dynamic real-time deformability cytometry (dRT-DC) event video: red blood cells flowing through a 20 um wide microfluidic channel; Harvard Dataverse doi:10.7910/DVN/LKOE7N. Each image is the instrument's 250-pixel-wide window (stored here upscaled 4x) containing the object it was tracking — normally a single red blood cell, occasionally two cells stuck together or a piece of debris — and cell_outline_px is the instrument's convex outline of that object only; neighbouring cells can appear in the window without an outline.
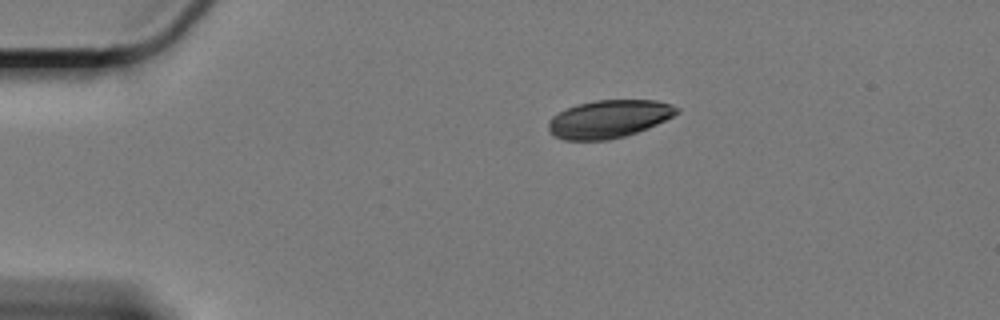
{"species": "Egyptian fruit bat (a non-hibernating species)", "species_latin": "Rousettus aegyptiacus", "temperature_condition": "cold", "stored_images_in_passage": 49, "camera_frame_rate_fps": 3000, "um_per_image_px": 0.085, "animal": {"sex": "female"}, "frame": {"image": 1, "passage_image": 1, "time_ms": 0.0, "image_size_px": [1000, 320], "cell_outline_px": [[680, 112], [656, 124], [636, 132], [624, 136], [608, 140], [564, 140], [548, 132], [548, 120], [552, 116], [576, 104], [596, 100], [656, 100], [672, 104], [680, 108]], "centroid_in_image_um": [51.74, 10.1], "position_along_channel_um": 33.3, "area_um2": 28.26}}
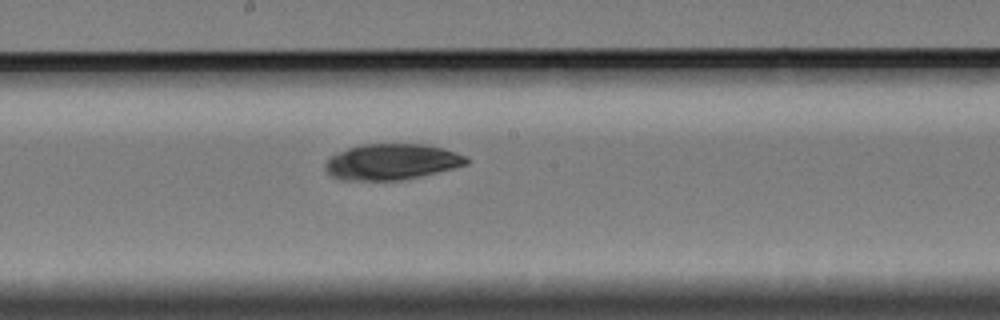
{"frame": {"image": 2, "passage_image": 22, "time_ms": 7.0, "image_size_px": [1000, 320], "cell_outline_px": [[468, 164], [420, 176], [400, 180], [344, 180], [332, 176], [324, 168], [324, 164], [332, 156], [348, 148], [364, 144], [428, 144], [456, 152], [464, 156], [468, 160]], "centroid_in_image_um": [33.29, 13.75], "position_along_channel_um": 214.9, "area_um2": 29.19}}
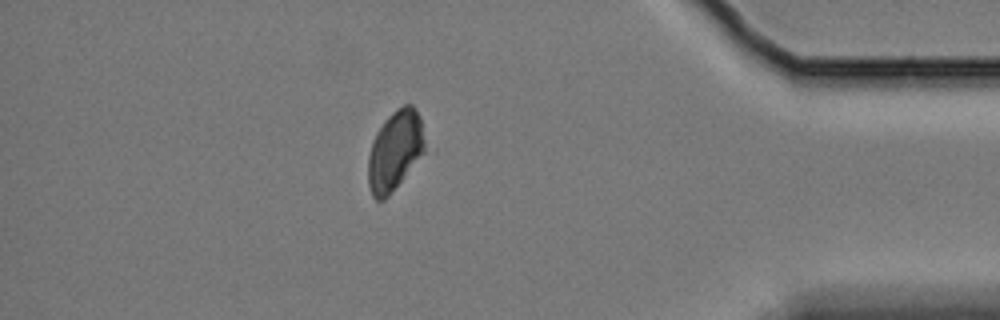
{"frame": {"image": 3, "passage_image": 42, "time_ms": 13.667, "image_size_px": [1000, 320], "cell_outline_px": [[424, 152], [388, 196], [384, 200], [376, 200], [372, 196], [368, 184], [368, 156], [372, 140], [376, 132], [384, 120], [396, 108], [404, 104], [412, 104], [416, 108], [420, 116], [424, 140]], "centroid_in_image_um": [33.54, 12.77], "position_along_channel_um": 401.7, "area_um2": 26.24}, "authors_computed_cell_mechanics": {"area_um2": 28.7844, "velocity_mm_per_s": 3.3004, "shape_relaxation_time_tau1_ms": 2.2684, "shape_relaxation_time_tau2_ms": null, "deformation_change_tau1": 0.0488, "deformation_change_tau2": null}}